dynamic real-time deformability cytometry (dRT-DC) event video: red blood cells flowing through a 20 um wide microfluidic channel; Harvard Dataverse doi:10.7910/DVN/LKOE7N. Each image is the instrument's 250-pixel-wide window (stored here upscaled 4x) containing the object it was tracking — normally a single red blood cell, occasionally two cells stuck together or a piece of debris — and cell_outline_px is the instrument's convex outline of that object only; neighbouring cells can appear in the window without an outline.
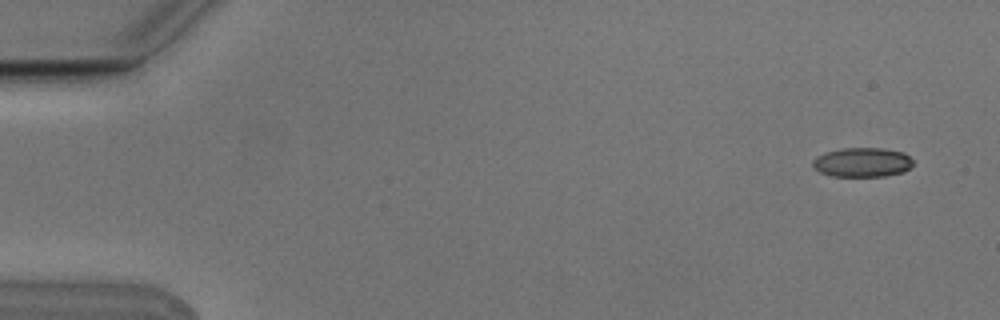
{"species": "Egyptian fruit bat (a non-hibernating species)", "species_latin": "Rousettus aegyptiacus", "temperature_condition": "cold", "stored_images_in_passage": 5, "camera_frame_rate_fps": 3000, "um_per_image_px": 0.085, "animal": {"sex": "male"}, "frame": {"image": 1, "passage_image": 1, "time_ms": 0.0, "image_size_px": [1000, 320], "cell_outline_px": [[912, 164], [904, 172], [884, 176], [832, 176], [820, 172], [812, 168], [812, 160], [816, 156], [824, 152], [840, 148], [880, 148], [904, 152], [912, 160]], "centroid_in_image_um": [73.24, 13.79], "position_along_channel_um": 11.8, "area_um2": 17.28}}